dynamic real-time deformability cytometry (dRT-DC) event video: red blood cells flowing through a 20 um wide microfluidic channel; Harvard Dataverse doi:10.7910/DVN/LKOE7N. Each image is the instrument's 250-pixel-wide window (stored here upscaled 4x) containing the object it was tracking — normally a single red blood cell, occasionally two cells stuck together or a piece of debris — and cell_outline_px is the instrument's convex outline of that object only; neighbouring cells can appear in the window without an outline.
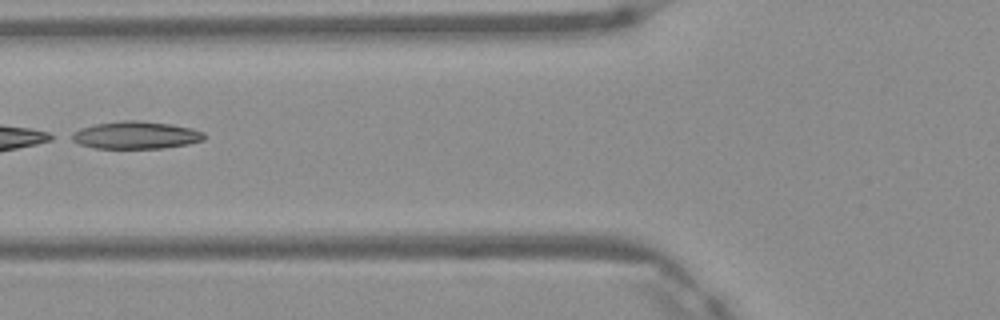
{"species": "Egyptian fruit bat (a non-hibernating species)", "species_latin": "Rousettus aegyptiacus", "temperature_condition": "warm", "stored_images_in_passage": 2, "camera_frame_rate_fps": 3000, "um_per_image_px": 0.085, "frame": {"image": 1, "passage_image": 2, "time_ms": 0.333, "image_size_px": [1000, 320], "cell_outline_px": [[208, 136], [204, 140], [188, 144], [164, 148], [96, 148], [80, 144], [64, 136], [80, 128], [96, 124], [124, 120], [136, 120], [172, 124], [192, 128], [204, 132]], "centroid_in_image_um": [11.54, 11.48], "position_along_channel_um": 114.3, "area_um2": 21.5}}